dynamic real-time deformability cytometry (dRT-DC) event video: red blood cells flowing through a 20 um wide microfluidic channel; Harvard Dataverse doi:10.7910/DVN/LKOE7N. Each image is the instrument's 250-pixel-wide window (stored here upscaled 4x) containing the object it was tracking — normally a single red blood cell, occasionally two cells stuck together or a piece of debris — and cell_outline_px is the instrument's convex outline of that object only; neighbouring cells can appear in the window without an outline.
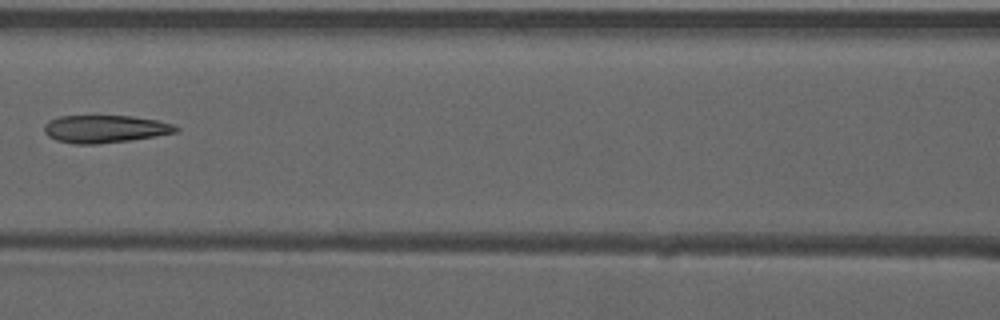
{"species": "common noctule bat (a hibernating species)", "species_latin": "Nyctalus noctula", "temperature_condition": "warm", "stored_images_in_passage": 7, "camera_frame_rate_fps": 3000, "um_per_image_px": 0.085, "animal": {"sex": "male", "forearm_length_mm": 52.5}, "frame": {"image": 1, "passage_image": 6, "time_ms": 1.667, "image_size_px": [1000, 320], "cell_outline_px": [[180, 128], [176, 132], [156, 136], [128, 140], [96, 144], [72, 144], [56, 140], [48, 136], [44, 132], [44, 124], [48, 120], [60, 116], [132, 116], [156, 120], [172, 124]], "centroid_in_image_um": [8.88, 10.96], "position_along_channel_um": 157.7, "area_um2": 21.15}}
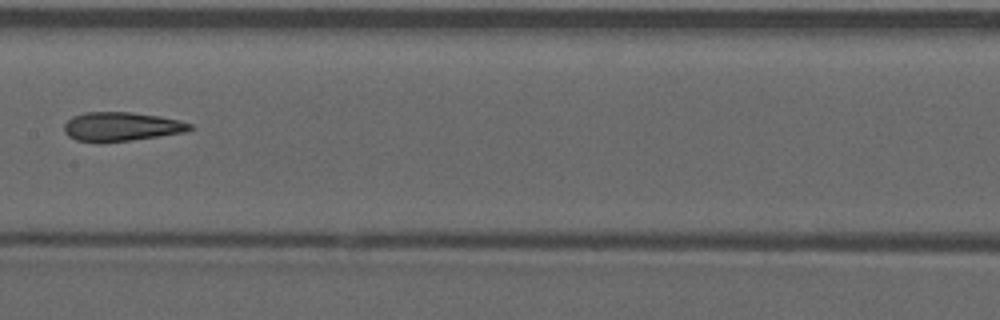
{"frame": {"image": 2, "passage_image": 7, "time_ms": 2.0, "image_size_px": [1000, 320], "cell_outline_px": [[196, 128], [184, 132], [128, 140], [76, 140], [68, 136], [64, 132], [64, 124], [72, 116], [84, 112], [128, 112], [160, 116], [180, 120], [192, 124]], "centroid_in_image_um": [10.34, 10.72], "position_along_channel_um": 197.1, "area_um2": 20.69}}